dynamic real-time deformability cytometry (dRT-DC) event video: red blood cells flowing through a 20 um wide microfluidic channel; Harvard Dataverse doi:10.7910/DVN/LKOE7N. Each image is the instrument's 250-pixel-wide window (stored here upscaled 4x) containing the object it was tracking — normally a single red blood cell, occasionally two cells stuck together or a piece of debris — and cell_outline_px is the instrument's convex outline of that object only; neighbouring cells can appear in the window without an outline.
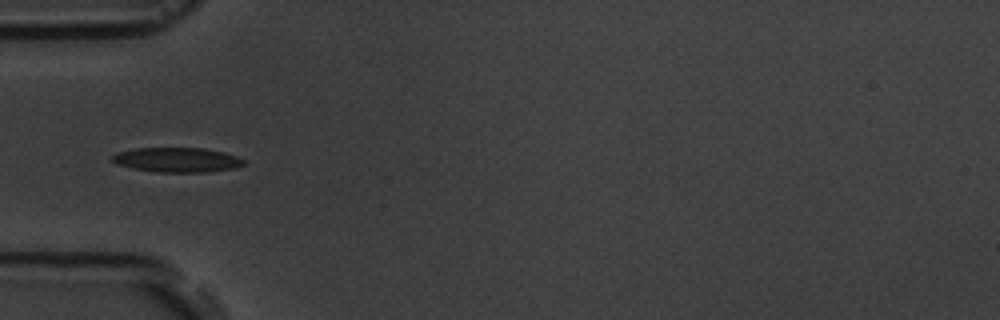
{"species": "common noctule bat (a hibernating species)", "species_latin": "Nyctalus noctula", "temperature_condition": "room temperature", "stored_images_in_passage": 4, "camera_frame_rate_fps": 3000, "um_per_image_px": 0.085, "animal": {"sex": "male", "body_mass_g": 19.5, "forearm_length_mm": 54.6}, "frame": {"image": 1, "passage_image": 3, "time_ms": 3.0, "image_size_px": [1000, 320], "cell_outline_px": [[248, 164], [236, 168], [208, 172], [156, 172], [132, 168], [116, 164], [108, 160], [116, 152], [136, 148], [204, 148], [224, 152], [236, 156], [244, 160]], "centroid_in_image_um": [15.04, 13.59], "position_along_channel_um": 70.0, "area_um2": 19.19}}
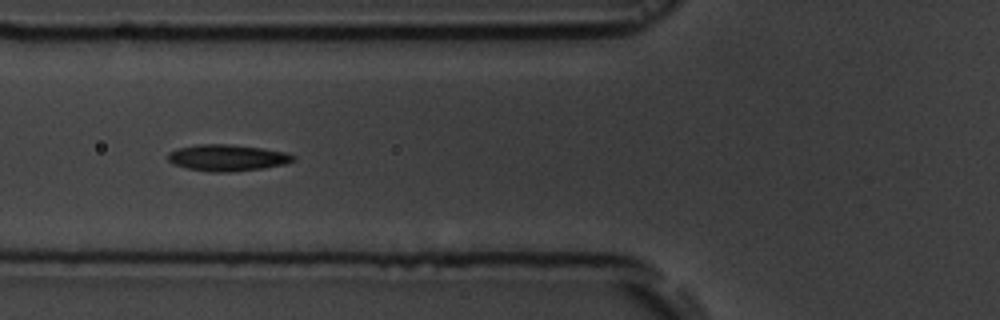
{"frame": {"image": 2, "passage_image": 4, "time_ms": 4.0, "image_size_px": [1000, 320], "cell_outline_px": [[296, 160], [284, 164], [264, 168], [228, 172], [208, 172], [188, 168], [172, 164], [168, 160], [168, 152], [176, 148], [200, 144], [228, 144], [264, 148], [284, 152], [296, 156]], "centroid_in_image_um": [19.31, 13.41], "position_along_channel_um": 106.5, "area_um2": 19.42}}